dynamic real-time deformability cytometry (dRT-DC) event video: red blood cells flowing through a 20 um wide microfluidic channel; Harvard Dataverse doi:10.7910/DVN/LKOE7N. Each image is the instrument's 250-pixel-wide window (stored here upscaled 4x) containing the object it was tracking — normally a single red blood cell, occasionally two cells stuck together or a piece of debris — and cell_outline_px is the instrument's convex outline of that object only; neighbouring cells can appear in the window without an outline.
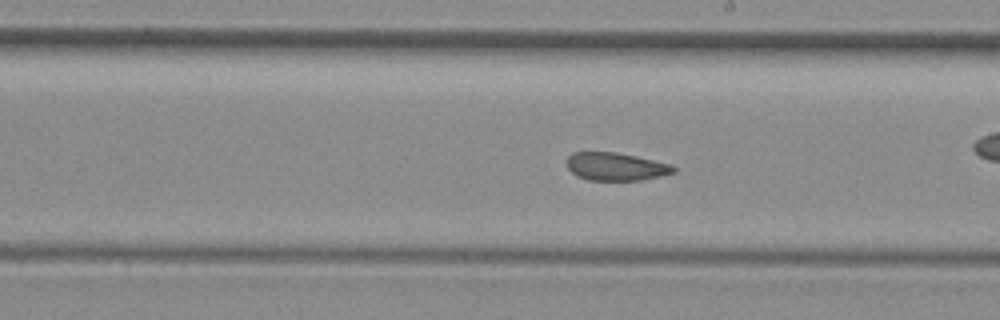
{"species": "common noctule bat (a hibernating species)", "species_latin": "Nyctalus noctula", "temperature_condition": "room temperature", "stored_images_in_passage": 48, "camera_frame_rate_fps": 3000, "um_per_image_px": 0.085, "animal": {"sex": "female", "body_mass_g": 29.2, "forearm_length_mm": 56.3}, "frame": {"image": 1, "passage_image": 28, "time_ms": 9.0, "image_size_px": [1000, 320], "cell_outline_px": [[676, 172], [660, 176], [640, 180], [588, 180], [576, 176], [568, 168], [568, 156], [572, 152], [616, 152], [636, 156], [672, 164], [676, 168]], "centroid_in_image_um": [52.36, 14.16], "position_along_channel_um": 236.6, "area_um2": 17.4}}